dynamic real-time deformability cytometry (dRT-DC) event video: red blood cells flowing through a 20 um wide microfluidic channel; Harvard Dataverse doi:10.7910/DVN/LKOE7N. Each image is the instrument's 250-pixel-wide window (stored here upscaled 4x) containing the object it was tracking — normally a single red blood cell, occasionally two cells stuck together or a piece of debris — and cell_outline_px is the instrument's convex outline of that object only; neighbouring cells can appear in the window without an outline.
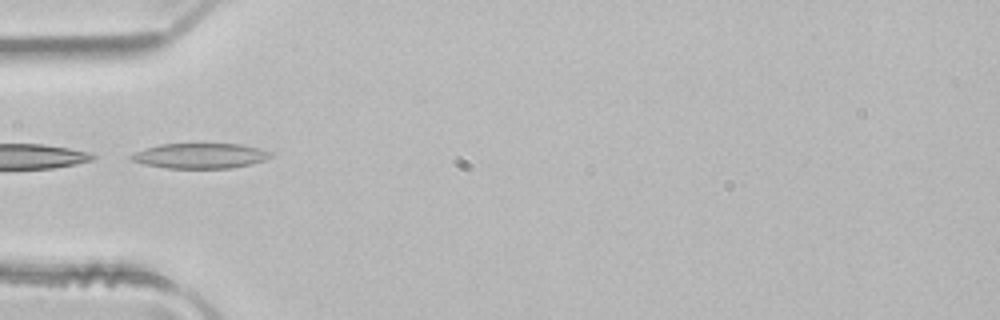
{"species": "common noctule bat (a hibernating species)", "species_latin": "Nyctalus noctula", "temperature_condition": "room temperature", "stored_images_in_passage": 4, "camera_frame_rate_fps": 3000, "um_per_image_px": 0.085, "animal": {"sex": "male", "body_mass_g": 21.5, "forearm_length_mm": 52.0}, "frame": {"image": 1, "passage_image": 4, "time_ms": 1.0, "image_size_px": [1000, 320], "cell_outline_px": [[272, 156], [264, 160], [252, 164], [232, 168], [168, 168], [144, 164], [128, 160], [128, 156], [136, 152], [160, 144], [244, 144], [260, 148], [272, 152]], "centroid_in_image_um": [17.04, 13.24], "position_along_channel_um": 68.0, "area_um2": 20.52}}